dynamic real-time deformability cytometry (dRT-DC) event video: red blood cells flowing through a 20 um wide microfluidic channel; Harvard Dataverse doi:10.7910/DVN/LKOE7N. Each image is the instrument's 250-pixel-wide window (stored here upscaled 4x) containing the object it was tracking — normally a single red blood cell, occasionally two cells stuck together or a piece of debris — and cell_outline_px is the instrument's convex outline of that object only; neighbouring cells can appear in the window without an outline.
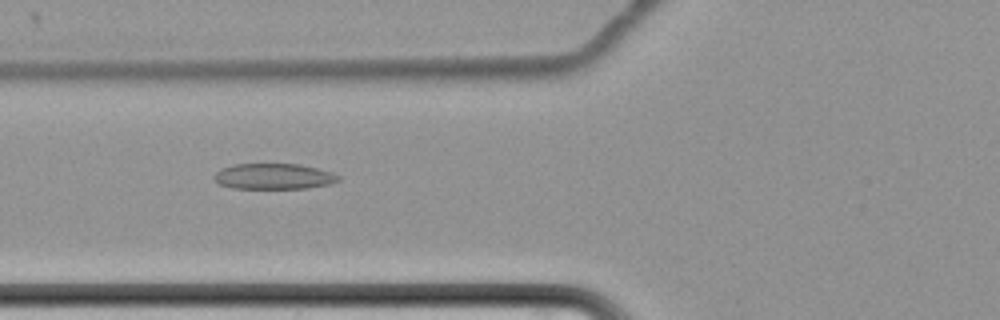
{"species": "common noctule bat (a hibernating species)", "species_latin": "Nyctalus noctula", "temperature_condition": "cold", "stored_images_in_passage": 63, "camera_frame_rate_fps": 3000, "um_per_image_px": 0.085, "animal": {"sex": "female", "body_mass_g": 22.7, "forearm_length_mm": 54.2}, "frame": {"image": 1, "passage_image": 27, "time_ms": 8.667, "image_size_px": [1000, 320], "cell_outline_px": [[340, 180], [332, 184], [308, 188], [232, 188], [220, 184], [212, 176], [220, 168], [232, 164], [300, 164], [332, 172], [340, 176]], "centroid_in_image_um": [23.28, 14.99], "position_along_channel_um": 102.5, "area_um2": 18.73}}
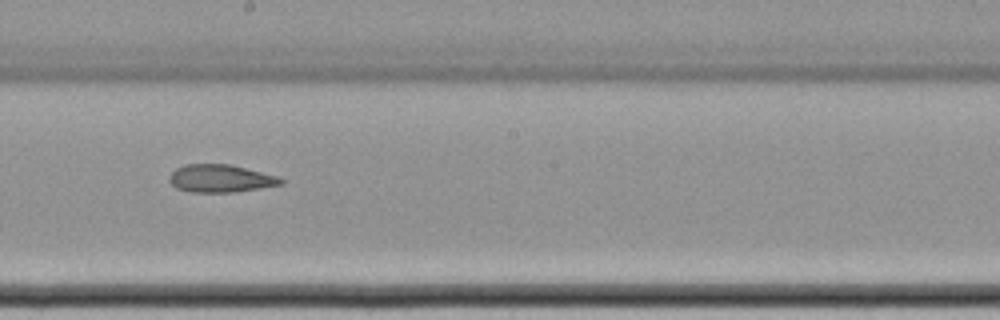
{"frame": {"image": 2, "passage_image": 38, "time_ms": 12.333, "image_size_px": [1000, 320], "cell_outline_px": [[284, 184], [236, 192], [192, 192], [176, 188], [168, 180], [168, 176], [176, 168], [184, 164], [232, 164], [280, 176], [284, 180]], "centroid_in_image_um": [18.78, 15.16], "position_along_channel_um": 229.4, "area_um2": 18.32}}
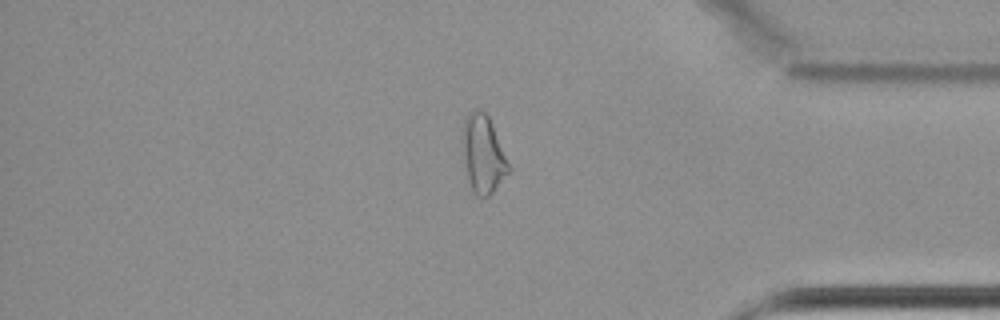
{"frame": {"image": 3, "passage_image": 54, "time_ms": 17.667, "image_size_px": [1000, 320], "cell_outline_px": [[512, 168], [492, 192], [488, 196], [480, 200], [472, 192], [468, 180], [460, 140], [460, 136], [464, 116], [472, 108], [480, 108], [488, 116], [492, 124]], "centroid_in_image_um": [41.02, 13.07], "position_along_channel_um": 394.2, "area_um2": 21.62}, "authors_computed_cell_mechanics": {"area_um2": 21.386, "velocity_mm_per_s": 3.4596, "shape_relaxation_time_tau1_ms": null, "shape_relaxation_time_tau2_ms": 10.1182, "deformation_change_tau1": null, "deformation_change_tau2": 0.2258}}